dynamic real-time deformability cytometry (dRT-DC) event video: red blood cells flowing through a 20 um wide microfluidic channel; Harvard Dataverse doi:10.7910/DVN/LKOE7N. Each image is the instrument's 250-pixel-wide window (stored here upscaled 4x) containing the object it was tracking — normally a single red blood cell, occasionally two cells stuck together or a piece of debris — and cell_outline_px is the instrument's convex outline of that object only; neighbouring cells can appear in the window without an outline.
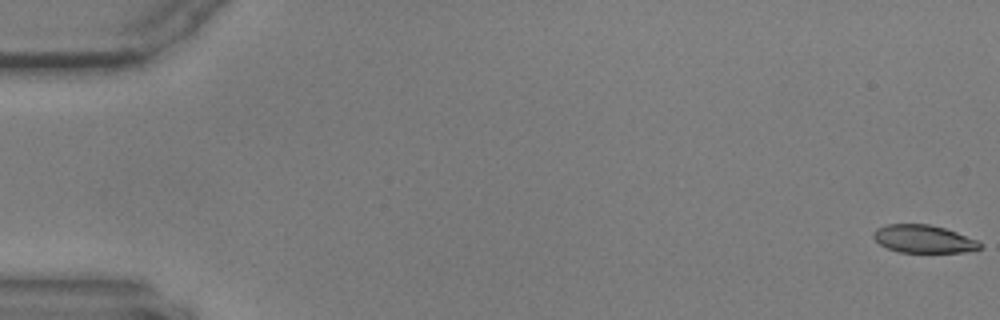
{"species": "common noctule bat (a hibernating species)", "species_latin": "Nyctalus noctula", "temperature_condition": "warm", "stored_images_in_passage": 59, "camera_frame_rate_fps": 3000, "um_per_image_px": 0.085, "animal": {"sex": "male", "body_mass_g": 17.9, "forearm_length_mm": 54.2}, "frame": {"image": 1, "passage_image": 1, "time_ms": 0.0, "image_size_px": [1000, 320], "cell_outline_px": [[984, 244], [980, 248], [964, 252], [900, 252], [888, 248], [880, 244], [872, 236], [872, 232], [876, 228], [888, 224], [928, 224], [944, 228], [956, 232], [976, 240]], "centroid_in_image_um": [78.48, 20.3], "position_along_channel_um": 6.5, "area_um2": 17.17}}
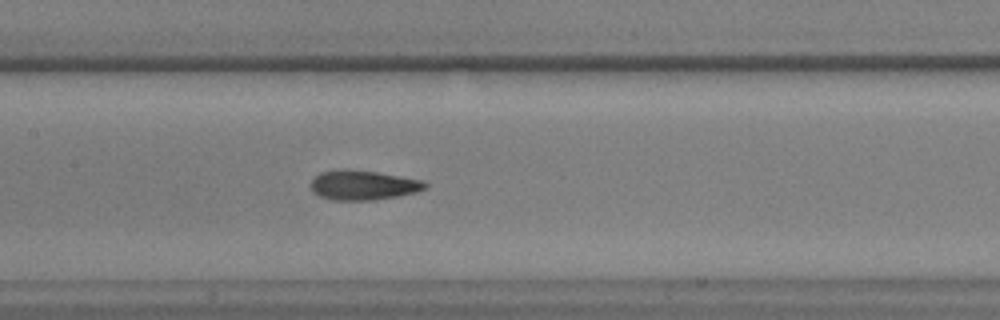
{"frame": {"image": 2, "passage_image": 29, "time_ms": 9.333, "image_size_px": [1000, 320], "cell_outline_px": [[428, 188], [416, 192], [396, 196], [372, 200], [332, 200], [320, 196], [312, 192], [312, 180], [320, 172], [340, 168], [348, 168], [376, 172], [424, 180], [428, 184]], "centroid_in_image_um": [30.87, 15.72], "position_along_channel_um": 176.5, "area_um2": 19.88}}
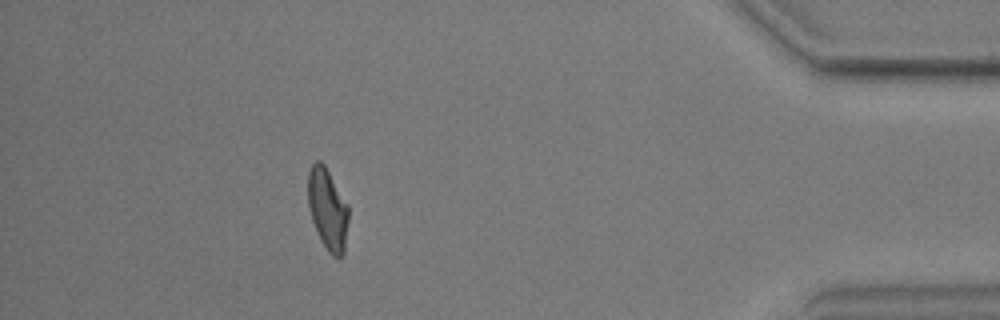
{"frame": {"image": 3, "passage_image": 53, "time_ms": 17.333, "image_size_px": [1000, 320], "cell_outline_px": [[348, 220], [344, 252], [340, 256], [332, 256], [328, 252], [320, 240], [312, 220], [308, 204], [308, 172], [312, 164], [316, 160], [320, 160], [324, 164], [348, 204]], "centroid_in_image_um": [27.84, 17.76], "position_along_channel_um": 407.4, "area_um2": 19.19}}